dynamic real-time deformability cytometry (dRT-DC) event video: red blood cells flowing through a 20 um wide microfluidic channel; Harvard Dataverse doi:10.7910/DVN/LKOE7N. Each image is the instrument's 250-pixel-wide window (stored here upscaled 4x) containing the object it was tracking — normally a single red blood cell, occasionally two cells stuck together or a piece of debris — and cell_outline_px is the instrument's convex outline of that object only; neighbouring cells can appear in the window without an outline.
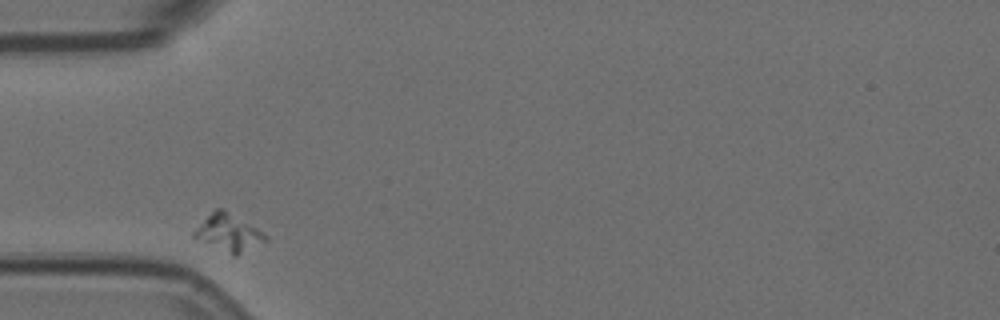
{"species": "Egyptian fruit bat (a non-hibernating species)", "species_latin": "Rousettus aegyptiacus", "temperature_condition": "room temperature", "stored_images_in_passage": 2, "camera_frame_rate_fps": 3000, "um_per_image_px": 0.085, "animal": {"sex": "female"}, "frame": {"image": 1, "passage_image": 1, "time_ms": 0.0, "image_size_px": [1000, 320], "cell_outline_px": [[268, 240], [236, 256], [232, 256], [192, 236], [192, 232], [216, 208], [224, 208], [264, 232], [268, 236]], "centroid_in_image_um": [19.46, 19.79], "position_along_channel_um": 65.5, "area_um2": 15.32}}